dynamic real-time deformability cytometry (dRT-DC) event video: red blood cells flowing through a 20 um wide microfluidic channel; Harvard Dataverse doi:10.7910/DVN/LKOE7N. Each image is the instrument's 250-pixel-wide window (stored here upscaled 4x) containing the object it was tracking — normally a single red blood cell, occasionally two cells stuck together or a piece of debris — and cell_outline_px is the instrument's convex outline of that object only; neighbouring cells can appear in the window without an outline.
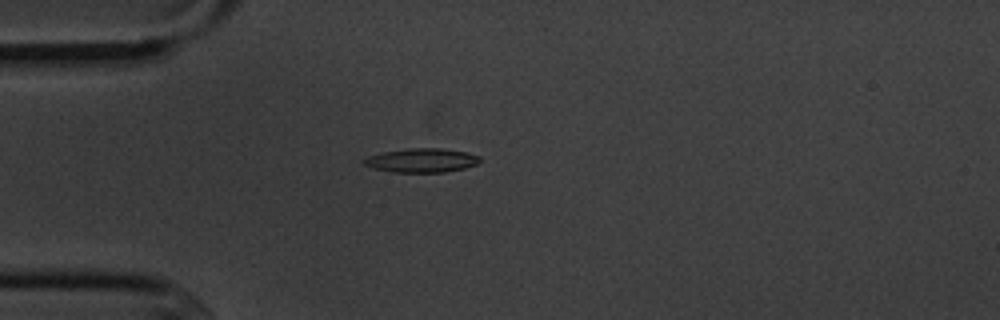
{"species": "common noctule bat (a hibernating species)", "species_latin": "Nyctalus noctula", "temperature_condition": "cold", "stored_images_in_passage": 3, "camera_frame_rate_fps": 3000, "um_per_image_px": 0.085, "animal": {"sex": "male", "body_mass_g": 20.1, "forearm_length_mm": 53.5}, "frame": {"image": 1, "passage_image": 2, "time_ms": 1.333, "image_size_px": [1000, 320], "cell_outline_px": [[480, 160], [476, 164], [464, 168], [444, 172], [392, 172], [372, 168], [364, 164], [360, 160], [368, 156], [384, 152], [408, 148], [440, 148], [468, 152], [480, 156]], "centroid_in_image_um": [35.82, 13.63], "position_along_channel_um": 49.2, "area_um2": 16.24}}